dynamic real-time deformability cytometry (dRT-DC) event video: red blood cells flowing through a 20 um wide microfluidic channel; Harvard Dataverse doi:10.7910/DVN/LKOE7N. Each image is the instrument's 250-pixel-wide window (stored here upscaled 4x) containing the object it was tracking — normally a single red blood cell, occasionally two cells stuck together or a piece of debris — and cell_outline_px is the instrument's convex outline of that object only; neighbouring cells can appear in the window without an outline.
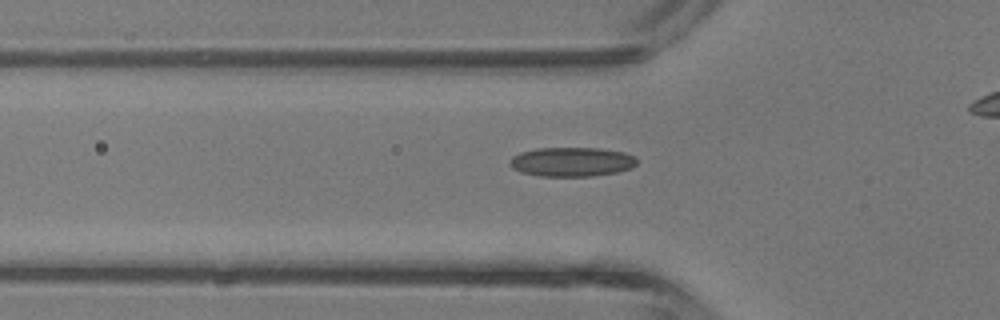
{"species": "common noctule bat (a hibernating species)", "species_latin": "Nyctalus noctula", "temperature_condition": "room temperature", "stored_images_in_passage": 32, "camera_frame_rate_fps": 3000, "um_per_image_px": 0.085, "animal": {"sex": "male", "body_mass_g": 13.3}, "frame": {"image": 1, "passage_image": 11, "time_ms": 3.333, "image_size_px": [1000, 320], "cell_outline_px": [[636, 164], [632, 168], [616, 172], [592, 176], [540, 176], [520, 172], [512, 168], [508, 164], [508, 160], [512, 156], [520, 152], [536, 148], [600, 148], [624, 152], [636, 156]], "centroid_in_image_um": [48.57, 13.75], "position_along_channel_um": 77.2, "area_um2": 21.91}}
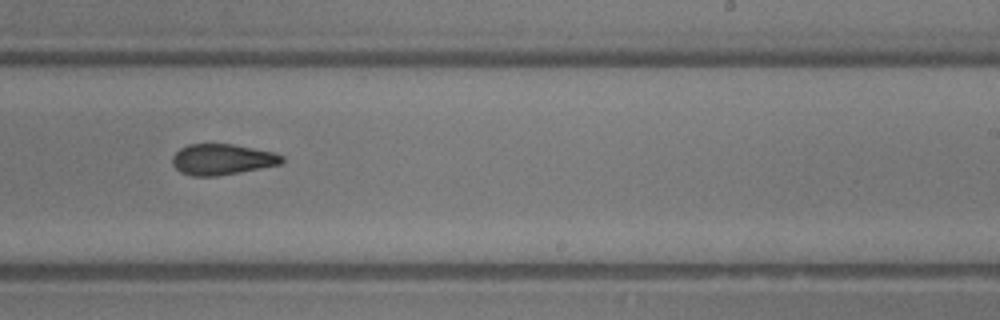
{"frame": {"image": 2, "passage_image": 23, "time_ms": 7.333, "image_size_px": [1000, 320], "cell_outline_px": [[284, 160], [280, 164], [240, 172], [216, 176], [192, 176], [180, 172], [172, 164], [172, 156], [180, 148], [188, 144], [232, 144], [272, 152], [284, 156]], "centroid_in_image_um": [18.85, 13.55], "position_along_channel_um": 270.2, "area_um2": 19.59}}
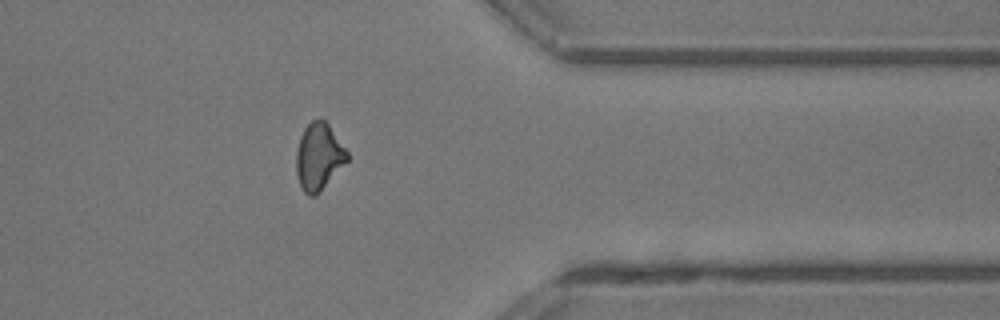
{"frame": {"image": 3, "passage_image": 31, "time_ms": 10.0, "image_size_px": [1000, 320], "cell_outline_px": [[348, 160], [320, 192], [316, 196], [308, 196], [304, 192], [300, 184], [296, 172], [296, 152], [300, 136], [304, 128], [312, 120], [324, 120], [328, 124], [348, 152]], "centroid_in_image_um": [27.08, 13.34], "position_along_channel_um": 384.3, "area_um2": 19.71}}